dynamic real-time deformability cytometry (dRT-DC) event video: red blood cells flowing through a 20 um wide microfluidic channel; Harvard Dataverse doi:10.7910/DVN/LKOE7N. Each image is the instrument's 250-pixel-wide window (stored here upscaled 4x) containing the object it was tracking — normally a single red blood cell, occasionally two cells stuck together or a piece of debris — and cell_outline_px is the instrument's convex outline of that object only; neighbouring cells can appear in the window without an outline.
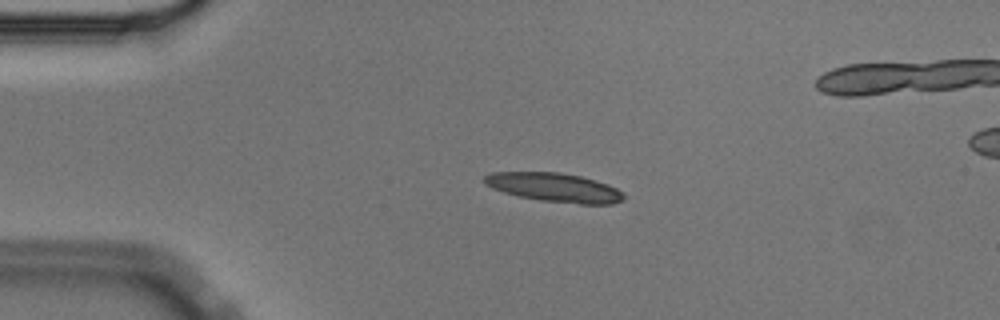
{"species": "Egyptian fruit bat (a non-hibernating species)", "species_latin": "Rousettus aegyptiacus", "temperature_condition": "cold", "stored_images_in_passage": 45, "camera_frame_rate_fps": 3000, "um_per_image_px": 0.085, "animal": {"sex": "male"}, "frame": {"image": 1, "passage_image": 1, "time_ms": 0.0, "image_size_px": [1000, 320], "cell_outline_px": [[624, 196], [620, 200], [612, 204], [580, 204], [540, 200], [520, 196], [504, 192], [492, 188], [484, 184], [484, 176], [492, 172], [560, 172], [580, 176], [608, 184], [616, 188]], "centroid_in_image_um": [47.09, 15.92], "position_along_channel_um": 37.9, "area_um2": 23.24}}
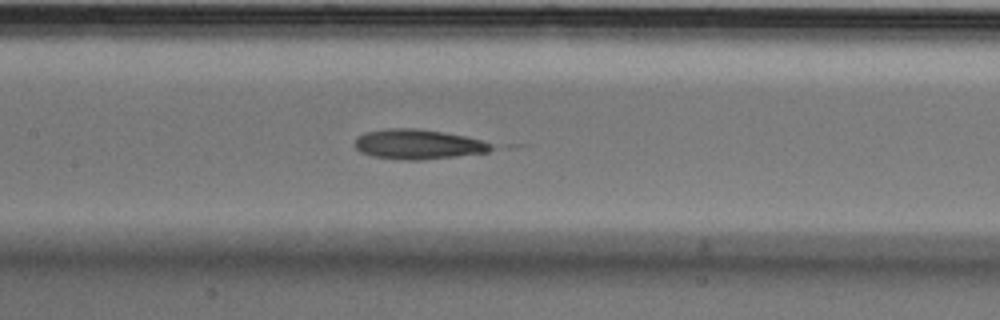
{"frame": {"image": 2, "passage_image": 15, "time_ms": 4.667, "image_size_px": [1000, 320], "cell_outline_px": [[496, 148], [488, 152], [424, 160], [404, 160], [372, 156], [360, 152], [352, 144], [356, 136], [364, 132], [388, 128], [416, 128], [444, 132], [464, 136], [480, 140], [492, 144]], "centroid_in_image_um": [35.49, 12.26], "position_along_channel_um": 171.9, "area_um2": 23.99}}
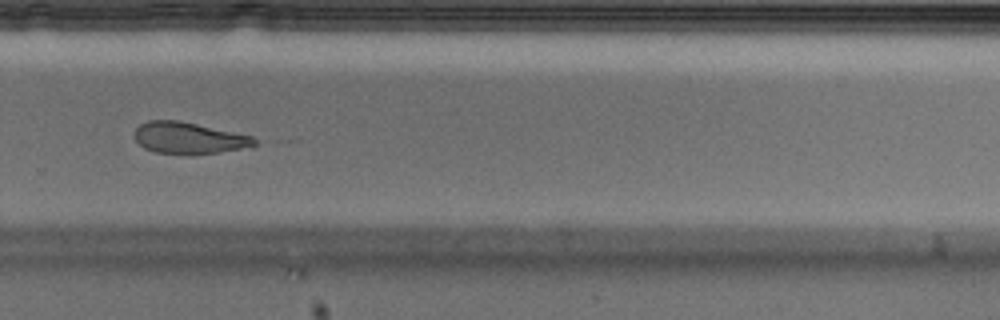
{"frame": {"image": 3, "passage_image": 27, "time_ms": 8.667, "image_size_px": [1000, 320], "cell_outline_px": [[256, 144], [240, 148], [216, 152], [156, 152], [144, 148], [132, 136], [132, 132], [140, 124], [148, 120], [180, 120], [252, 136], [256, 140]], "centroid_in_image_um": [15.96, 11.68], "position_along_channel_um": 313.8, "area_um2": 21.33}, "authors_computed_cell_mechanics": {"area_um2": 23.6402, "velocity_mm_per_s": 3.5542, "shape_relaxation_time_tau1_ms": null, "shape_relaxation_time_tau2_ms": 4.5245, "deformation_change_tau1": null, "deformation_change_tau2": 0.1157}}